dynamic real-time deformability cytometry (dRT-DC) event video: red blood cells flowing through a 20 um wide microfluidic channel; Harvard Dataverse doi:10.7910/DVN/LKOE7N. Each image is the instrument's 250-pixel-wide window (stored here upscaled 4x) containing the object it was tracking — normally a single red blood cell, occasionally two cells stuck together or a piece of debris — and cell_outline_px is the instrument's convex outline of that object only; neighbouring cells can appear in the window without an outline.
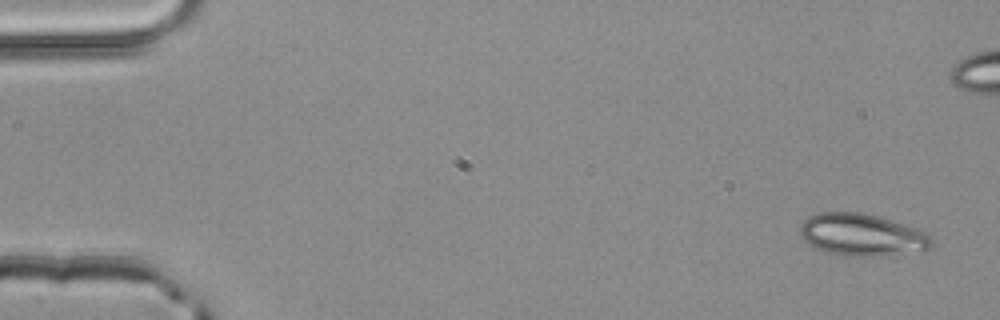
{"species": "common noctule bat (a hibernating species)", "species_latin": "Nyctalus noctula", "temperature_condition": "room temperature", "stored_images_in_passage": 5, "camera_frame_rate_fps": 3000, "um_per_image_px": 0.085, "animal": {"sex": "male", "body_mass_g": 20.4}, "frame": {"image": 1, "passage_image": 1, "time_ms": 0.0, "image_size_px": [1000, 320], "cell_outline_px": [[932, 244], [924, 252], [880, 256], [844, 256], [824, 252], [816, 248], [804, 240], [800, 236], [800, 224], [808, 216], [820, 212], [860, 212], [876, 216], [924, 232], [932, 236]], "centroid_in_image_um": [73.23, 19.99], "position_along_channel_um": 11.8, "area_um2": 32.37}}